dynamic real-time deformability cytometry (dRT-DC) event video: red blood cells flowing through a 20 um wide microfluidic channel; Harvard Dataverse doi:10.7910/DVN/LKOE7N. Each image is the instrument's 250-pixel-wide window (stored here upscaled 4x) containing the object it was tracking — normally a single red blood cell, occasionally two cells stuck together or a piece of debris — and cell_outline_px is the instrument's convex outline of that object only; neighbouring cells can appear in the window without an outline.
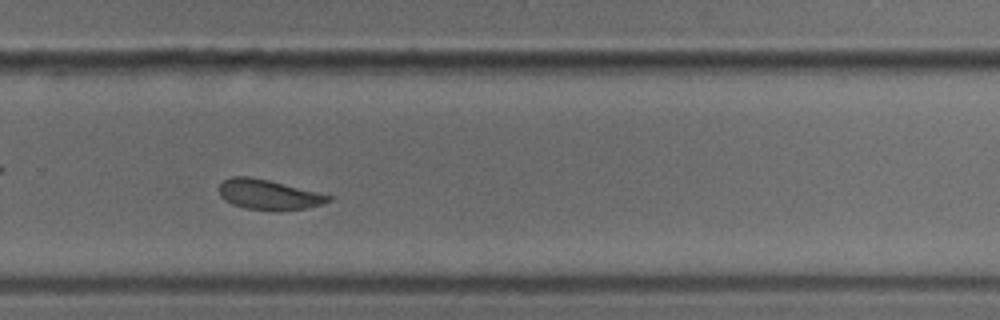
{"species": "common noctule bat (a hibernating species)", "species_latin": "Nyctalus noctula", "temperature_condition": "cold", "stored_images_in_passage": 39, "camera_frame_rate_fps": 3000, "um_per_image_px": 0.085, "animal": {"sex": "male", "body_mass_g": 18.8}, "frame": {"image": 1, "passage_image": 28, "time_ms": 9.0, "image_size_px": [1000, 320], "cell_outline_px": [[332, 200], [308, 208], [244, 208], [232, 204], [224, 200], [220, 196], [216, 188], [224, 180], [232, 176], [248, 176], [268, 180], [332, 196]], "centroid_in_image_um": [22.74, 16.5], "position_along_channel_um": 307.1, "area_um2": 18.44}}